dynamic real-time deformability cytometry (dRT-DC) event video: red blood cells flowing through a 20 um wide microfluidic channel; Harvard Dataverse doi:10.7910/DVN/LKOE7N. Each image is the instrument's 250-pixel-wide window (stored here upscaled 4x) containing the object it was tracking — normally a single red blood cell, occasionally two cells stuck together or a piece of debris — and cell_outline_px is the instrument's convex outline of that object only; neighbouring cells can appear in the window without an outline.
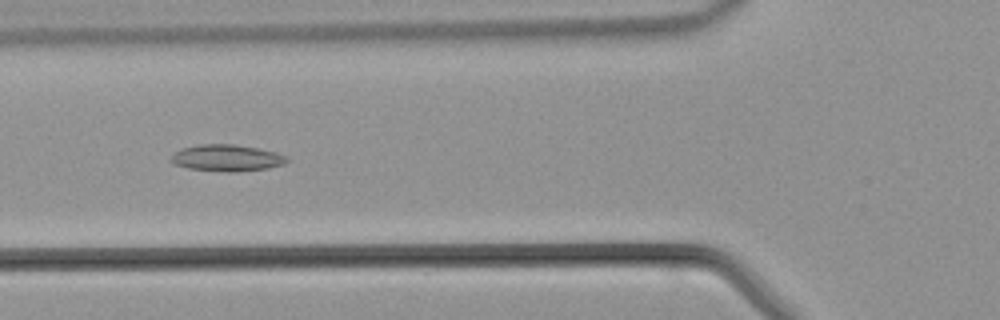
{"species": "common noctule bat (a hibernating species)", "species_latin": "Nyctalus noctula", "temperature_condition": "warm", "stored_images_in_passage": 40, "camera_frame_rate_fps": 3000, "um_per_image_px": 0.085, "animal": {"sex": "male", "body_mass_g": 21.5, "forearm_length_mm": 52.0}, "frame": {"image": 1, "passage_image": 12, "time_ms": 3.667, "image_size_px": [1000, 320], "cell_outline_px": [[288, 160], [284, 164], [268, 168], [236, 172], [228, 172], [188, 168], [176, 164], [168, 160], [176, 152], [184, 148], [200, 144], [232, 144], [256, 148], [276, 152], [288, 156]], "centroid_in_image_um": [19.31, 13.43], "position_along_channel_um": 106.5, "area_um2": 17.8}}
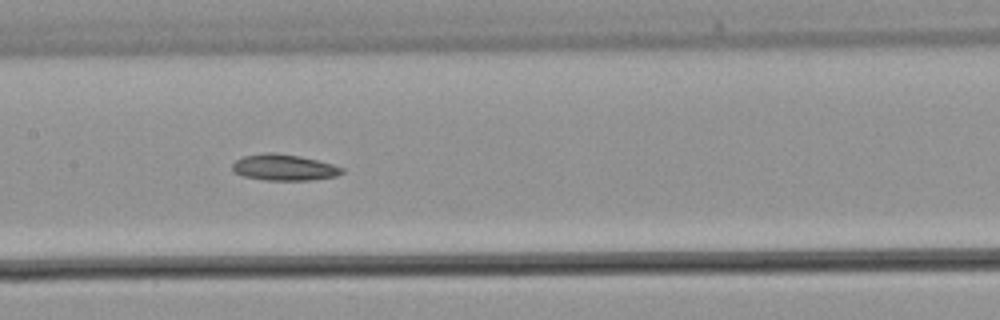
{"frame": {"image": 2, "passage_image": 17, "time_ms": 5.333, "image_size_px": [1000, 320], "cell_outline_px": [[344, 172], [336, 176], [308, 180], [268, 180], [244, 176], [232, 172], [232, 164], [236, 160], [244, 156], [264, 152], [272, 152], [300, 156], [332, 164], [344, 168]], "centroid_in_image_um": [24.12, 14.22], "position_along_channel_um": 183.3, "area_um2": 16.65}}
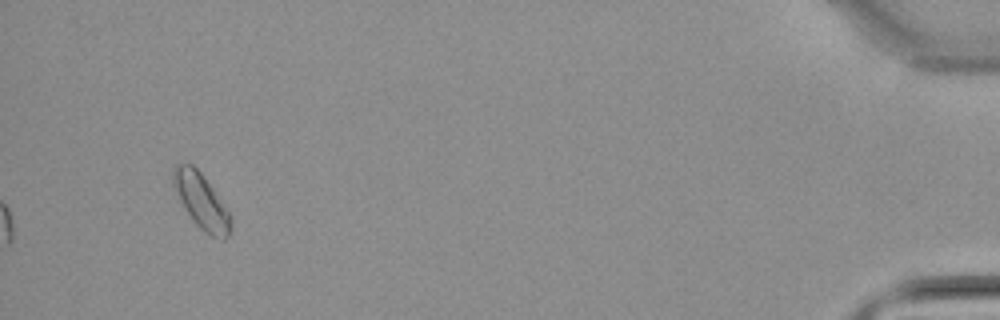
{"frame": {"image": 3, "passage_image": 38, "time_ms": 12.333, "image_size_px": [1000, 320], "cell_outline_px": [[232, 228], [228, 236], [224, 240], [212, 236], [204, 232], [196, 224], [180, 200], [172, 184], [172, 172], [176, 164], [192, 164], [200, 172], [212, 188], [228, 212], [232, 220]], "centroid_in_image_um": [17.11, 17.11], "position_along_channel_um": 418.1, "area_um2": 18.03}}